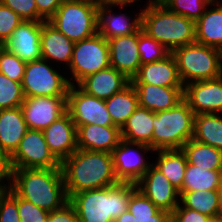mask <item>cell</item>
<instances>
[{
	"label": "cell",
	"instance_id": "obj_51",
	"mask_svg": "<svg viewBox=\"0 0 222 222\" xmlns=\"http://www.w3.org/2000/svg\"><path fill=\"white\" fill-rule=\"evenodd\" d=\"M8 187H9V185L6 186V184H4V185H1V184H0V197H1L2 194L7 190Z\"/></svg>",
	"mask_w": 222,
	"mask_h": 222
},
{
	"label": "cell",
	"instance_id": "obj_42",
	"mask_svg": "<svg viewBox=\"0 0 222 222\" xmlns=\"http://www.w3.org/2000/svg\"><path fill=\"white\" fill-rule=\"evenodd\" d=\"M12 9L24 21H38V10L35 0H0Z\"/></svg>",
	"mask_w": 222,
	"mask_h": 222
},
{
	"label": "cell",
	"instance_id": "obj_46",
	"mask_svg": "<svg viewBox=\"0 0 222 222\" xmlns=\"http://www.w3.org/2000/svg\"><path fill=\"white\" fill-rule=\"evenodd\" d=\"M12 173L11 156L0 148V182L4 179L11 182Z\"/></svg>",
	"mask_w": 222,
	"mask_h": 222
},
{
	"label": "cell",
	"instance_id": "obj_34",
	"mask_svg": "<svg viewBox=\"0 0 222 222\" xmlns=\"http://www.w3.org/2000/svg\"><path fill=\"white\" fill-rule=\"evenodd\" d=\"M170 11L197 21L214 0H159Z\"/></svg>",
	"mask_w": 222,
	"mask_h": 222
},
{
	"label": "cell",
	"instance_id": "obj_29",
	"mask_svg": "<svg viewBox=\"0 0 222 222\" xmlns=\"http://www.w3.org/2000/svg\"><path fill=\"white\" fill-rule=\"evenodd\" d=\"M158 158L156 164L158 168L180 192L182 190L185 171L187 168V158L182 149L157 150Z\"/></svg>",
	"mask_w": 222,
	"mask_h": 222
},
{
	"label": "cell",
	"instance_id": "obj_16",
	"mask_svg": "<svg viewBox=\"0 0 222 222\" xmlns=\"http://www.w3.org/2000/svg\"><path fill=\"white\" fill-rule=\"evenodd\" d=\"M41 32L42 22L23 20L3 47L25 62L40 60Z\"/></svg>",
	"mask_w": 222,
	"mask_h": 222
},
{
	"label": "cell",
	"instance_id": "obj_19",
	"mask_svg": "<svg viewBox=\"0 0 222 222\" xmlns=\"http://www.w3.org/2000/svg\"><path fill=\"white\" fill-rule=\"evenodd\" d=\"M131 84H152L163 87H184L172 53L164 59L140 66Z\"/></svg>",
	"mask_w": 222,
	"mask_h": 222
},
{
	"label": "cell",
	"instance_id": "obj_18",
	"mask_svg": "<svg viewBox=\"0 0 222 222\" xmlns=\"http://www.w3.org/2000/svg\"><path fill=\"white\" fill-rule=\"evenodd\" d=\"M76 133V125L68 112L43 130L50 152L60 163L78 149Z\"/></svg>",
	"mask_w": 222,
	"mask_h": 222
},
{
	"label": "cell",
	"instance_id": "obj_47",
	"mask_svg": "<svg viewBox=\"0 0 222 222\" xmlns=\"http://www.w3.org/2000/svg\"><path fill=\"white\" fill-rule=\"evenodd\" d=\"M142 222H171V213L160 209L155 214V220H146V221H142Z\"/></svg>",
	"mask_w": 222,
	"mask_h": 222
},
{
	"label": "cell",
	"instance_id": "obj_25",
	"mask_svg": "<svg viewBox=\"0 0 222 222\" xmlns=\"http://www.w3.org/2000/svg\"><path fill=\"white\" fill-rule=\"evenodd\" d=\"M28 130L21 106L0 110V148L10 156Z\"/></svg>",
	"mask_w": 222,
	"mask_h": 222
},
{
	"label": "cell",
	"instance_id": "obj_48",
	"mask_svg": "<svg viewBox=\"0 0 222 222\" xmlns=\"http://www.w3.org/2000/svg\"><path fill=\"white\" fill-rule=\"evenodd\" d=\"M99 4H106L110 5L111 7L115 5L117 6H125V5H131L134 4L137 0H97Z\"/></svg>",
	"mask_w": 222,
	"mask_h": 222
},
{
	"label": "cell",
	"instance_id": "obj_8",
	"mask_svg": "<svg viewBox=\"0 0 222 222\" xmlns=\"http://www.w3.org/2000/svg\"><path fill=\"white\" fill-rule=\"evenodd\" d=\"M109 66V44L99 33L75 42L69 69L77 85L87 76Z\"/></svg>",
	"mask_w": 222,
	"mask_h": 222
},
{
	"label": "cell",
	"instance_id": "obj_1",
	"mask_svg": "<svg viewBox=\"0 0 222 222\" xmlns=\"http://www.w3.org/2000/svg\"><path fill=\"white\" fill-rule=\"evenodd\" d=\"M68 198L75 193L119 183L110 152L77 149L61 163Z\"/></svg>",
	"mask_w": 222,
	"mask_h": 222
},
{
	"label": "cell",
	"instance_id": "obj_35",
	"mask_svg": "<svg viewBox=\"0 0 222 222\" xmlns=\"http://www.w3.org/2000/svg\"><path fill=\"white\" fill-rule=\"evenodd\" d=\"M138 50L142 65L164 59L171 53L164 45L143 32L142 28L138 30Z\"/></svg>",
	"mask_w": 222,
	"mask_h": 222
},
{
	"label": "cell",
	"instance_id": "obj_4",
	"mask_svg": "<svg viewBox=\"0 0 222 222\" xmlns=\"http://www.w3.org/2000/svg\"><path fill=\"white\" fill-rule=\"evenodd\" d=\"M141 28L171 52L195 42V21L170 11L159 0H149L141 11Z\"/></svg>",
	"mask_w": 222,
	"mask_h": 222
},
{
	"label": "cell",
	"instance_id": "obj_39",
	"mask_svg": "<svg viewBox=\"0 0 222 222\" xmlns=\"http://www.w3.org/2000/svg\"><path fill=\"white\" fill-rule=\"evenodd\" d=\"M23 19L0 1V46L12 36Z\"/></svg>",
	"mask_w": 222,
	"mask_h": 222
},
{
	"label": "cell",
	"instance_id": "obj_30",
	"mask_svg": "<svg viewBox=\"0 0 222 222\" xmlns=\"http://www.w3.org/2000/svg\"><path fill=\"white\" fill-rule=\"evenodd\" d=\"M179 199L185 208L209 216L213 221L221 217L219 196L217 190H197L192 192H179Z\"/></svg>",
	"mask_w": 222,
	"mask_h": 222
},
{
	"label": "cell",
	"instance_id": "obj_20",
	"mask_svg": "<svg viewBox=\"0 0 222 222\" xmlns=\"http://www.w3.org/2000/svg\"><path fill=\"white\" fill-rule=\"evenodd\" d=\"M131 83L124 74L109 66L87 76L77 86L91 96L106 100Z\"/></svg>",
	"mask_w": 222,
	"mask_h": 222
},
{
	"label": "cell",
	"instance_id": "obj_22",
	"mask_svg": "<svg viewBox=\"0 0 222 222\" xmlns=\"http://www.w3.org/2000/svg\"><path fill=\"white\" fill-rule=\"evenodd\" d=\"M139 106L154 113L174 108L183 100L184 87H163L152 84H132Z\"/></svg>",
	"mask_w": 222,
	"mask_h": 222
},
{
	"label": "cell",
	"instance_id": "obj_23",
	"mask_svg": "<svg viewBox=\"0 0 222 222\" xmlns=\"http://www.w3.org/2000/svg\"><path fill=\"white\" fill-rule=\"evenodd\" d=\"M75 42L58 31L48 21H42L41 56L49 61L65 62L68 67L72 58Z\"/></svg>",
	"mask_w": 222,
	"mask_h": 222
},
{
	"label": "cell",
	"instance_id": "obj_6",
	"mask_svg": "<svg viewBox=\"0 0 222 222\" xmlns=\"http://www.w3.org/2000/svg\"><path fill=\"white\" fill-rule=\"evenodd\" d=\"M171 53L176 60L183 86L222 76V51L220 49L195 41L178 47Z\"/></svg>",
	"mask_w": 222,
	"mask_h": 222
},
{
	"label": "cell",
	"instance_id": "obj_13",
	"mask_svg": "<svg viewBox=\"0 0 222 222\" xmlns=\"http://www.w3.org/2000/svg\"><path fill=\"white\" fill-rule=\"evenodd\" d=\"M153 150L150 146L140 143L128 142L123 139L120 140L119 144L111 152L113 158V166L115 176L119 182L136 183L152 165L151 163L145 162L140 151Z\"/></svg>",
	"mask_w": 222,
	"mask_h": 222
},
{
	"label": "cell",
	"instance_id": "obj_36",
	"mask_svg": "<svg viewBox=\"0 0 222 222\" xmlns=\"http://www.w3.org/2000/svg\"><path fill=\"white\" fill-rule=\"evenodd\" d=\"M24 99L21 83L0 72V110L19 107Z\"/></svg>",
	"mask_w": 222,
	"mask_h": 222
},
{
	"label": "cell",
	"instance_id": "obj_27",
	"mask_svg": "<svg viewBox=\"0 0 222 222\" xmlns=\"http://www.w3.org/2000/svg\"><path fill=\"white\" fill-rule=\"evenodd\" d=\"M153 111L143 107H138L128 118L121 130V139L140 143L152 148Z\"/></svg>",
	"mask_w": 222,
	"mask_h": 222
},
{
	"label": "cell",
	"instance_id": "obj_28",
	"mask_svg": "<svg viewBox=\"0 0 222 222\" xmlns=\"http://www.w3.org/2000/svg\"><path fill=\"white\" fill-rule=\"evenodd\" d=\"M105 104L113 124L121 129L128 118L139 107L138 95L130 83L122 91L106 99Z\"/></svg>",
	"mask_w": 222,
	"mask_h": 222
},
{
	"label": "cell",
	"instance_id": "obj_11",
	"mask_svg": "<svg viewBox=\"0 0 222 222\" xmlns=\"http://www.w3.org/2000/svg\"><path fill=\"white\" fill-rule=\"evenodd\" d=\"M67 112L76 128L80 125L116 126L107 110L105 100L98 99L83 91L79 86L70 85L67 93Z\"/></svg>",
	"mask_w": 222,
	"mask_h": 222
},
{
	"label": "cell",
	"instance_id": "obj_31",
	"mask_svg": "<svg viewBox=\"0 0 222 222\" xmlns=\"http://www.w3.org/2000/svg\"><path fill=\"white\" fill-rule=\"evenodd\" d=\"M222 116L218 113L196 114L193 139L222 150Z\"/></svg>",
	"mask_w": 222,
	"mask_h": 222
},
{
	"label": "cell",
	"instance_id": "obj_9",
	"mask_svg": "<svg viewBox=\"0 0 222 222\" xmlns=\"http://www.w3.org/2000/svg\"><path fill=\"white\" fill-rule=\"evenodd\" d=\"M47 62L44 59L27 62L21 82L25 98L67 96L69 86L74 85Z\"/></svg>",
	"mask_w": 222,
	"mask_h": 222
},
{
	"label": "cell",
	"instance_id": "obj_15",
	"mask_svg": "<svg viewBox=\"0 0 222 222\" xmlns=\"http://www.w3.org/2000/svg\"><path fill=\"white\" fill-rule=\"evenodd\" d=\"M183 99L194 114H222V76L184 86Z\"/></svg>",
	"mask_w": 222,
	"mask_h": 222
},
{
	"label": "cell",
	"instance_id": "obj_45",
	"mask_svg": "<svg viewBox=\"0 0 222 222\" xmlns=\"http://www.w3.org/2000/svg\"><path fill=\"white\" fill-rule=\"evenodd\" d=\"M38 10V22L48 21L64 0H35Z\"/></svg>",
	"mask_w": 222,
	"mask_h": 222
},
{
	"label": "cell",
	"instance_id": "obj_2",
	"mask_svg": "<svg viewBox=\"0 0 222 222\" xmlns=\"http://www.w3.org/2000/svg\"><path fill=\"white\" fill-rule=\"evenodd\" d=\"M9 188L20 198L51 212L62 208L69 198L62 168L13 169Z\"/></svg>",
	"mask_w": 222,
	"mask_h": 222
},
{
	"label": "cell",
	"instance_id": "obj_3",
	"mask_svg": "<svg viewBox=\"0 0 222 222\" xmlns=\"http://www.w3.org/2000/svg\"><path fill=\"white\" fill-rule=\"evenodd\" d=\"M136 185L119 182L100 189L84 190L69 197L80 222H114L127 210Z\"/></svg>",
	"mask_w": 222,
	"mask_h": 222
},
{
	"label": "cell",
	"instance_id": "obj_44",
	"mask_svg": "<svg viewBox=\"0 0 222 222\" xmlns=\"http://www.w3.org/2000/svg\"><path fill=\"white\" fill-rule=\"evenodd\" d=\"M47 222H80L74 207L67 202L62 208L49 212Z\"/></svg>",
	"mask_w": 222,
	"mask_h": 222
},
{
	"label": "cell",
	"instance_id": "obj_7",
	"mask_svg": "<svg viewBox=\"0 0 222 222\" xmlns=\"http://www.w3.org/2000/svg\"><path fill=\"white\" fill-rule=\"evenodd\" d=\"M97 0H64L48 20L58 31L73 42L98 33Z\"/></svg>",
	"mask_w": 222,
	"mask_h": 222
},
{
	"label": "cell",
	"instance_id": "obj_10",
	"mask_svg": "<svg viewBox=\"0 0 222 222\" xmlns=\"http://www.w3.org/2000/svg\"><path fill=\"white\" fill-rule=\"evenodd\" d=\"M13 169L61 168V163L50 152L43 131L28 129L18 148L11 155Z\"/></svg>",
	"mask_w": 222,
	"mask_h": 222
},
{
	"label": "cell",
	"instance_id": "obj_38",
	"mask_svg": "<svg viewBox=\"0 0 222 222\" xmlns=\"http://www.w3.org/2000/svg\"><path fill=\"white\" fill-rule=\"evenodd\" d=\"M27 62L0 46V72L11 80L22 82Z\"/></svg>",
	"mask_w": 222,
	"mask_h": 222
},
{
	"label": "cell",
	"instance_id": "obj_49",
	"mask_svg": "<svg viewBox=\"0 0 222 222\" xmlns=\"http://www.w3.org/2000/svg\"><path fill=\"white\" fill-rule=\"evenodd\" d=\"M114 222H137L135 220V217L130 213V211L127 209L124 211V213L116 218Z\"/></svg>",
	"mask_w": 222,
	"mask_h": 222
},
{
	"label": "cell",
	"instance_id": "obj_17",
	"mask_svg": "<svg viewBox=\"0 0 222 222\" xmlns=\"http://www.w3.org/2000/svg\"><path fill=\"white\" fill-rule=\"evenodd\" d=\"M109 44L110 66L132 80L141 64L138 50V31L107 40Z\"/></svg>",
	"mask_w": 222,
	"mask_h": 222
},
{
	"label": "cell",
	"instance_id": "obj_43",
	"mask_svg": "<svg viewBox=\"0 0 222 222\" xmlns=\"http://www.w3.org/2000/svg\"><path fill=\"white\" fill-rule=\"evenodd\" d=\"M171 222H214L209 216L178 205L171 213Z\"/></svg>",
	"mask_w": 222,
	"mask_h": 222
},
{
	"label": "cell",
	"instance_id": "obj_50",
	"mask_svg": "<svg viewBox=\"0 0 222 222\" xmlns=\"http://www.w3.org/2000/svg\"><path fill=\"white\" fill-rule=\"evenodd\" d=\"M217 191H218V196H219V203H220V210H221V217H222V180H221L219 189Z\"/></svg>",
	"mask_w": 222,
	"mask_h": 222
},
{
	"label": "cell",
	"instance_id": "obj_24",
	"mask_svg": "<svg viewBox=\"0 0 222 222\" xmlns=\"http://www.w3.org/2000/svg\"><path fill=\"white\" fill-rule=\"evenodd\" d=\"M128 17L129 16L124 15V13L114 15L110 5L99 4L98 33L106 40L134 34L141 28V12L137 17H134L133 21H130L131 19Z\"/></svg>",
	"mask_w": 222,
	"mask_h": 222
},
{
	"label": "cell",
	"instance_id": "obj_33",
	"mask_svg": "<svg viewBox=\"0 0 222 222\" xmlns=\"http://www.w3.org/2000/svg\"><path fill=\"white\" fill-rule=\"evenodd\" d=\"M221 180L222 170H207L187 163L182 190L180 192L218 190Z\"/></svg>",
	"mask_w": 222,
	"mask_h": 222
},
{
	"label": "cell",
	"instance_id": "obj_41",
	"mask_svg": "<svg viewBox=\"0 0 222 222\" xmlns=\"http://www.w3.org/2000/svg\"><path fill=\"white\" fill-rule=\"evenodd\" d=\"M18 214L20 222H47L49 212L18 197Z\"/></svg>",
	"mask_w": 222,
	"mask_h": 222
},
{
	"label": "cell",
	"instance_id": "obj_12",
	"mask_svg": "<svg viewBox=\"0 0 222 222\" xmlns=\"http://www.w3.org/2000/svg\"><path fill=\"white\" fill-rule=\"evenodd\" d=\"M21 110L28 129L43 131L67 112V96L26 97Z\"/></svg>",
	"mask_w": 222,
	"mask_h": 222
},
{
	"label": "cell",
	"instance_id": "obj_40",
	"mask_svg": "<svg viewBox=\"0 0 222 222\" xmlns=\"http://www.w3.org/2000/svg\"><path fill=\"white\" fill-rule=\"evenodd\" d=\"M0 222H20L18 196L9 187L0 197Z\"/></svg>",
	"mask_w": 222,
	"mask_h": 222
},
{
	"label": "cell",
	"instance_id": "obj_26",
	"mask_svg": "<svg viewBox=\"0 0 222 222\" xmlns=\"http://www.w3.org/2000/svg\"><path fill=\"white\" fill-rule=\"evenodd\" d=\"M214 0L215 7L205 10L195 22V41L222 51V2ZM219 5V6H218Z\"/></svg>",
	"mask_w": 222,
	"mask_h": 222
},
{
	"label": "cell",
	"instance_id": "obj_21",
	"mask_svg": "<svg viewBox=\"0 0 222 222\" xmlns=\"http://www.w3.org/2000/svg\"><path fill=\"white\" fill-rule=\"evenodd\" d=\"M76 134L77 148L81 150L111 153L121 140L118 126L80 125Z\"/></svg>",
	"mask_w": 222,
	"mask_h": 222
},
{
	"label": "cell",
	"instance_id": "obj_32",
	"mask_svg": "<svg viewBox=\"0 0 222 222\" xmlns=\"http://www.w3.org/2000/svg\"><path fill=\"white\" fill-rule=\"evenodd\" d=\"M187 163L207 170H222V150L190 139L182 146Z\"/></svg>",
	"mask_w": 222,
	"mask_h": 222
},
{
	"label": "cell",
	"instance_id": "obj_14",
	"mask_svg": "<svg viewBox=\"0 0 222 222\" xmlns=\"http://www.w3.org/2000/svg\"><path fill=\"white\" fill-rule=\"evenodd\" d=\"M135 185L159 209L172 213L180 204L179 191L153 163Z\"/></svg>",
	"mask_w": 222,
	"mask_h": 222
},
{
	"label": "cell",
	"instance_id": "obj_37",
	"mask_svg": "<svg viewBox=\"0 0 222 222\" xmlns=\"http://www.w3.org/2000/svg\"><path fill=\"white\" fill-rule=\"evenodd\" d=\"M127 209L135 217L137 222L155 220V214L160 210L138 189L130 195Z\"/></svg>",
	"mask_w": 222,
	"mask_h": 222
},
{
	"label": "cell",
	"instance_id": "obj_5",
	"mask_svg": "<svg viewBox=\"0 0 222 222\" xmlns=\"http://www.w3.org/2000/svg\"><path fill=\"white\" fill-rule=\"evenodd\" d=\"M195 114L183 99L174 108L153 112L152 149H181L194 135Z\"/></svg>",
	"mask_w": 222,
	"mask_h": 222
}]
</instances>
